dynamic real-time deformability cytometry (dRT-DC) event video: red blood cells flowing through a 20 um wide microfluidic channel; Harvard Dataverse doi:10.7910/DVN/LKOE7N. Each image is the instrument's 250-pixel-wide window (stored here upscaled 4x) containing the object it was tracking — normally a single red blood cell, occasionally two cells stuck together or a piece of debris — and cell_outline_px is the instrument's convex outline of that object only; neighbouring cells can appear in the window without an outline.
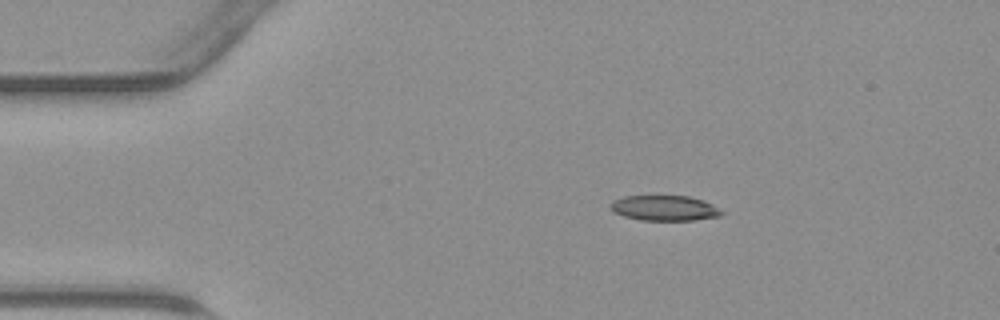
{"species": "common noctule bat (a hibernating species)", "species_latin": "Nyctalus noctula", "temperature_condition": "warm", "stored_images_in_passage": 38, "camera_frame_rate_fps": 3000, "um_per_image_px": 0.085, "animal": {"sex": "male", "body_mass_g": 23.1, "forearm_length_mm": 52.7}, "frame": {"image": 1, "passage_image": 1, "time_ms": 0.0, "image_size_px": [1000, 320], "cell_outline_px": [[724, 212], [720, 216], [696, 220], [640, 220], [624, 216], [612, 212], [608, 204], [612, 200], [624, 196], [688, 196], [704, 200], [712, 204]], "centroid_in_image_um": [56.45, 17.68], "position_along_channel_um": 28.5, "area_um2": 16.53}}
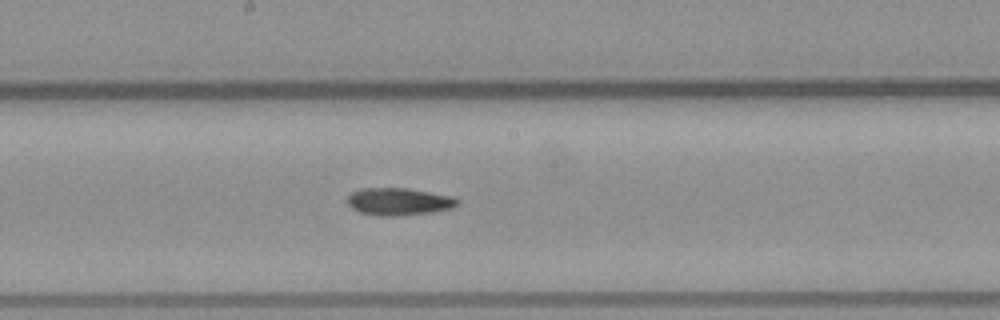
{"frame": {"image": 2, "passage_image": 17, "time_ms": 5.333, "image_size_px": [1000, 320], "cell_outline_px": [[460, 204], [452, 208], [432, 212], [388, 216], [380, 216], [360, 212], [352, 208], [348, 204], [348, 196], [352, 192], [360, 188], [408, 188], [452, 196], [460, 200]], "centroid_in_image_um": [33.92, 17.12], "position_along_channel_um": 214.3, "area_um2": 17.51}}
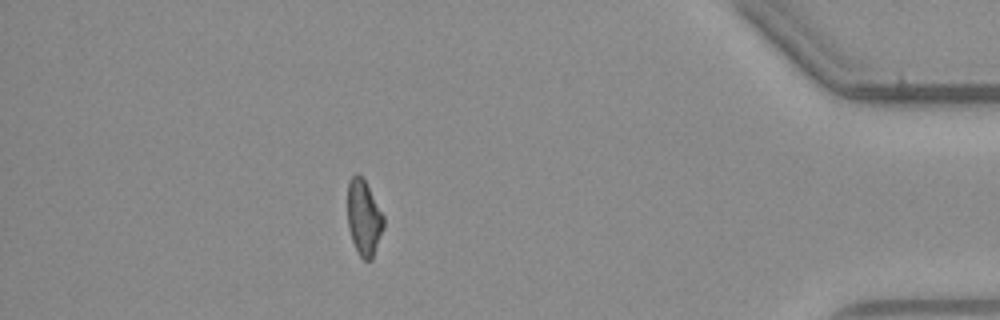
{"frame": {"image": 3, "passage_image": 33, "time_ms": 10.667, "image_size_px": [1000, 320], "cell_outline_px": [[384, 228], [372, 260], [364, 260], [360, 256], [352, 240], [348, 228], [348, 180], [356, 172], [360, 172], [384, 216]], "centroid_in_image_um": [30.93, 18.49], "position_along_channel_um": 404.3, "area_um2": 15.95}}